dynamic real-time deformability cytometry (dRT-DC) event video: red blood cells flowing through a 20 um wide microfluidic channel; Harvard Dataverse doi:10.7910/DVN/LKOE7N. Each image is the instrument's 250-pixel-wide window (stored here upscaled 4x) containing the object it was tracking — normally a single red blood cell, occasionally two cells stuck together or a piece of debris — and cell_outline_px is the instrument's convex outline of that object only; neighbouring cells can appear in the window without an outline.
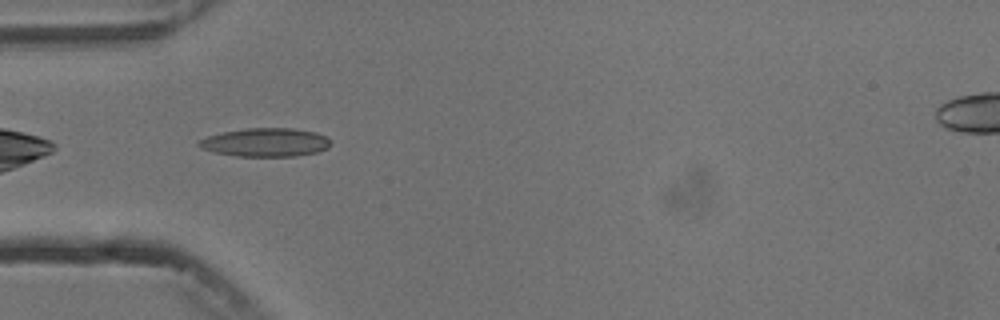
{"species": "common noctule bat (a hibernating species)", "species_latin": "Nyctalus noctula", "temperature_condition": "cold", "stored_images_in_passage": 2, "camera_frame_rate_fps": 3000, "um_per_image_px": 0.085, "animal": {"sex": "male", "body_mass_g": 13.3}, "frame": {"image": 1, "passage_image": 1, "time_ms": 0.0, "image_size_px": [1000, 320], "cell_outline_px": [[332, 144], [328, 148], [316, 152], [296, 156], [236, 156], [212, 152], [200, 148], [196, 144], [200, 140], [208, 136], [224, 132], [248, 128], [292, 128], [316, 132], [324, 136]], "centroid_in_image_um": [22.55, 12.1], "position_along_channel_um": 62.4, "area_um2": 21.85}}
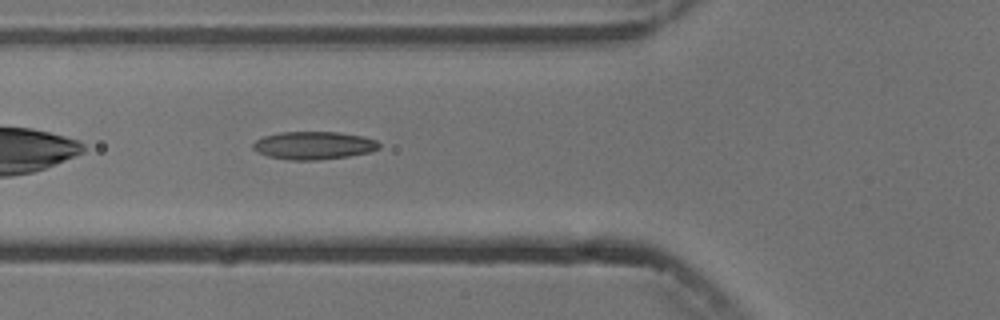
{"frame": {"image": 2, "passage_image": 2, "time_ms": 1.0, "image_size_px": [1000, 320], "cell_outline_px": [[380, 148], [372, 152], [348, 156], [316, 160], [288, 160], [268, 156], [256, 152], [252, 148], [252, 144], [256, 140], [264, 136], [280, 132], [340, 132], [364, 136], [376, 140], [380, 144]], "centroid_in_image_um": [26.67, 12.36], "position_along_channel_um": 99.1, "area_um2": 20.69}}